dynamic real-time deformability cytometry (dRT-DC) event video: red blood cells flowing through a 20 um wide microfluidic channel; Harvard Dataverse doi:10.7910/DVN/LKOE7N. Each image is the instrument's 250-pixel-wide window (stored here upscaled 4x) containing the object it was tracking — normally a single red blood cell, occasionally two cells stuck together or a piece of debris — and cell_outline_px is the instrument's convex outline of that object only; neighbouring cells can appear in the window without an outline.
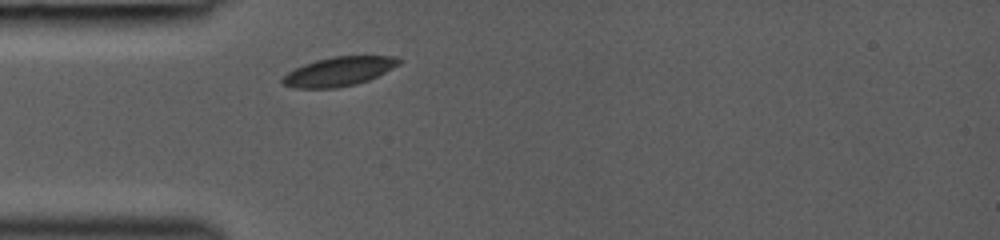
{"species": "common noctule bat (a hibernating species)", "species_latin": "Nyctalus noctula", "temperature_condition": "room temperature", "stored_images_in_passage": 1, "camera_frame_rate_fps": 3000, "um_per_image_px": 0.085, "animal": {"sex": "female", "body_mass_g": 19.0, "forearm_length_mm": 53.3}, "frame": {"image": 1, "passage_image": 1, "time_ms": 0.0, "image_size_px": [1000, 240], "cell_outline_px": [[404, 60], [400, 64], [368, 80], [356, 84], [336, 88], [296, 88], [284, 84], [280, 80], [288, 72], [304, 64], [316, 60], [332, 56], [396, 56]], "centroid_in_image_um": [28.83, 6.06], "position_along_channel_um": 56.2, "area_um2": 19.65}}